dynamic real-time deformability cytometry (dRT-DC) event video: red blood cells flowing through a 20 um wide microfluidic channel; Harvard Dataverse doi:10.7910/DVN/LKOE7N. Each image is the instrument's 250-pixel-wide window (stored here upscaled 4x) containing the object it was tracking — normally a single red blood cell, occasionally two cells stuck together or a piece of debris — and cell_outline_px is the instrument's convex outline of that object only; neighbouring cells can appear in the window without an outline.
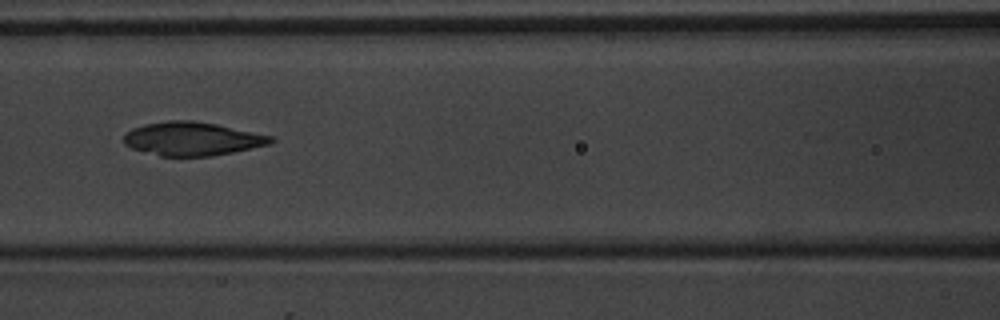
{"species": "common noctule bat (a hibernating species)", "species_latin": "Nyctalus noctula", "temperature_condition": "warm", "stored_images_in_passage": 8, "camera_frame_rate_fps": 3000, "um_per_image_px": 0.085, "animal": {"sex": "male", "body_mass_g": 20.1, "forearm_length_mm": 53.5}, "frame": {"image": 1, "passage_image": 7, "time_ms": 7.0, "image_size_px": [1000, 320], "cell_outline_px": [[276, 140], [268, 144], [232, 152], [212, 156], [160, 156], [132, 148], [124, 144], [124, 136], [132, 128], [144, 124], [168, 120], [192, 120], [216, 124], [272, 136]], "centroid_in_image_um": [16.32, 11.79], "position_along_channel_um": 150.3, "area_um2": 28.5}}